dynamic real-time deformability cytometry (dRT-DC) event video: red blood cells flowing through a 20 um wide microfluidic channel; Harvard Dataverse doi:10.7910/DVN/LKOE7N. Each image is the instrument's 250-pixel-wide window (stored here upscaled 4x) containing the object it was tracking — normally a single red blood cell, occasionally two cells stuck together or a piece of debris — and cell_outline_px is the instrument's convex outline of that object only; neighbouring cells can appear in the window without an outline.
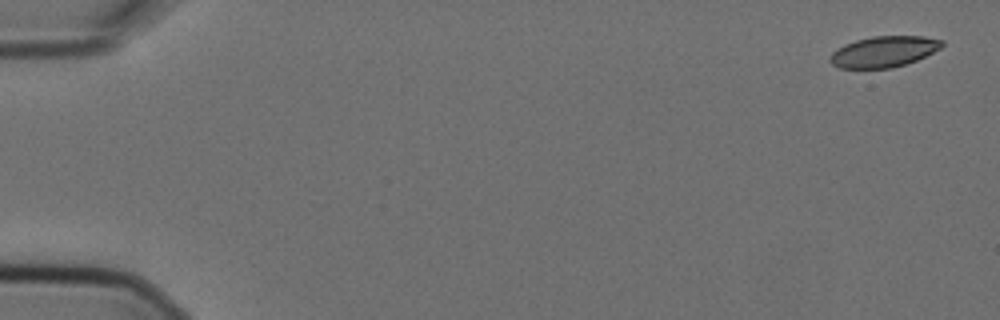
{"species": "Egyptian fruit bat (a non-hibernating species)", "species_latin": "Rousettus aegyptiacus", "temperature_condition": "cold", "stored_images_in_passage": 8, "camera_frame_rate_fps": 3000, "um_per_image_px": 0.085, "animal": {"sex": "female"}, "frame": {"image": 1, "passage_image": 1, "time_ms": 0.0, "image_size_px": [1000, 320], "cell_outline_px": [[944, 44], [940, 48], [916, 60], [892, 68], [840, 68], [832, 64], [828, 60], [832, 52], [836, 48], [844, 44], [856, 40], [872, 36], [924, 36], [944, 40]], "centroid_in_image_um": [75.09, 4.38], "position_along_channel_um": 9.9, "area_um2": 20.17}}
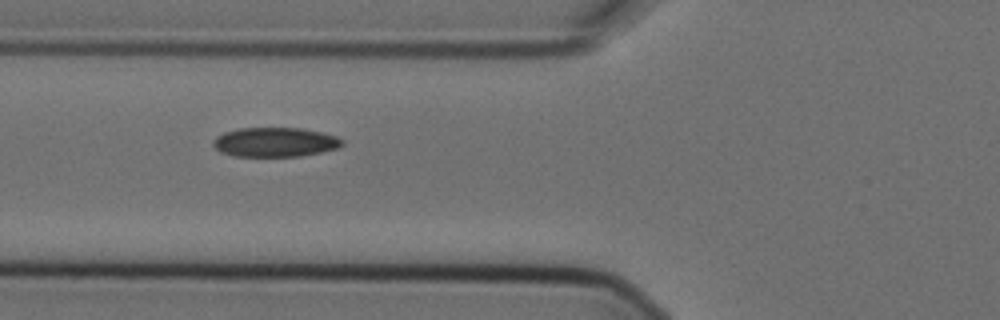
{"frame": {"image": 2, "passage_image": 6, "time_ms": 1.667, "image_size_px": [1000, 320], "cell_outline_px": [[344, 144], [340, 148], [300, 156], [232, 156], [220, 152], [212, 144], [216, 136], [224, 132], [240, 128], [300, 128], [320, 132], [336, 136], [344, 140]], "centroid_in_image_um": [23.38, 12.08], "position_along_channel_um": 102.4, "area_um2": 22.14}}
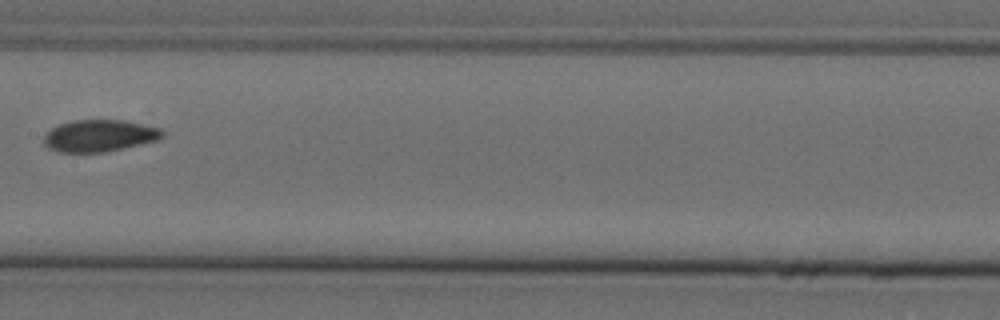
{"frame": {"image": 3, "passage_image": 8, "time_ms": 2.333, "image_size_px": [1000, 320], "cell_outline_px": [[164, 136], [156, 140], [140, 144], [104, 152], [60, 152], [48, 148], [44, 144], [44, 136], [52, 128], [60, 124], [72, 120], [128, 120], [160, 128], [164, 132]], "centroid_in_image_um": [8.46, 11.52], "position_along_channel_um": 198.9, "area_um2": 21.96}}